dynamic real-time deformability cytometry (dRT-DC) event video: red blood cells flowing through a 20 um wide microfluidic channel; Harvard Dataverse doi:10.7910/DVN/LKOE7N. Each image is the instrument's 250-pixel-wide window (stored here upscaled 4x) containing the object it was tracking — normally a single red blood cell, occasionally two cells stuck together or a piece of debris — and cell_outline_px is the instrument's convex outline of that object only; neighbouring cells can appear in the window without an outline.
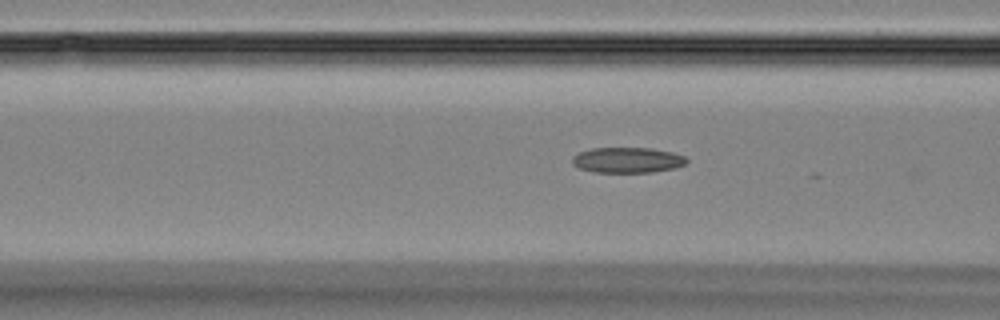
{"species": "Egyptian fruit bat (a non-hibernating species)", "species_latin": "Rousettus aegyptiacus", "temperature_condition": "room temperature", "stored_images_in_passage": 16, "camera_frame_rate_fps": 3000, "um_per_image_px": 0.085, "animal": {"sex": "female"}, "frame": {"image": 1, "passage_image": 4, "time_ms": 1.0, "image_size_px": [1000, 320], "cell_outline_px": [[688, 160], [684, 164], [676, 168], [652, 172], [592, 172], [580, 168], [572, 164], [572, 156], [580, 152], [592, 148], [652, 148], [672, 152], [684, 156]], "centroid_in_image_um": [53.33, 13.6], "position_along_channel_um": 113.3, "area_um2": 16.99}}
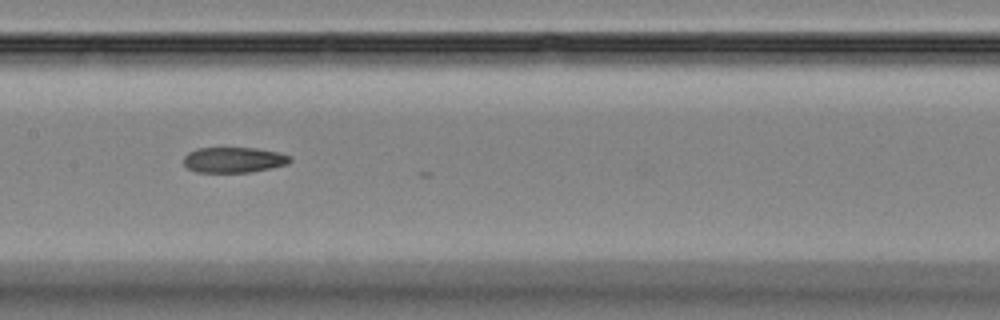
{"frame": {"image": 2, "passage_image": 10, "time_ms": 3.0, "image_size_px": [1000, 320], "cell_outline_px": [[292, 160], [288, 164], [272, 168], [248, 172], [196, 172], [188, 168], [184, 164], [184, 156], [188, 152], [196, 148], [256, 148], [280, 152], [292, 156]], "centroid_in_image_um": [19.9, 13.58], "position_along_channel_um": 187.5, "area_um2": 15.95}}
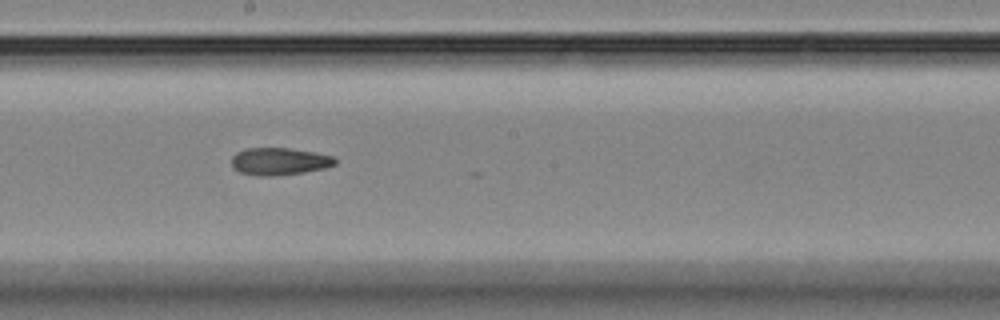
{"frame": {"image": 3, "passage_image": 13, "time_ms": 4.0, "image_size_px": [1000, 320], "cell_outline_px": [[336, 164], [324, 168], [304, 172], [280, 176], [256, 176], [240, 172], [232, 168], [232, 156], [236, 152], [244, 148], [288, 148], [336, 156]], "centroid_in_image_um": [23.72, 13.72], "position_along_channel_um": 224.5, "area_um2": 16.7}}